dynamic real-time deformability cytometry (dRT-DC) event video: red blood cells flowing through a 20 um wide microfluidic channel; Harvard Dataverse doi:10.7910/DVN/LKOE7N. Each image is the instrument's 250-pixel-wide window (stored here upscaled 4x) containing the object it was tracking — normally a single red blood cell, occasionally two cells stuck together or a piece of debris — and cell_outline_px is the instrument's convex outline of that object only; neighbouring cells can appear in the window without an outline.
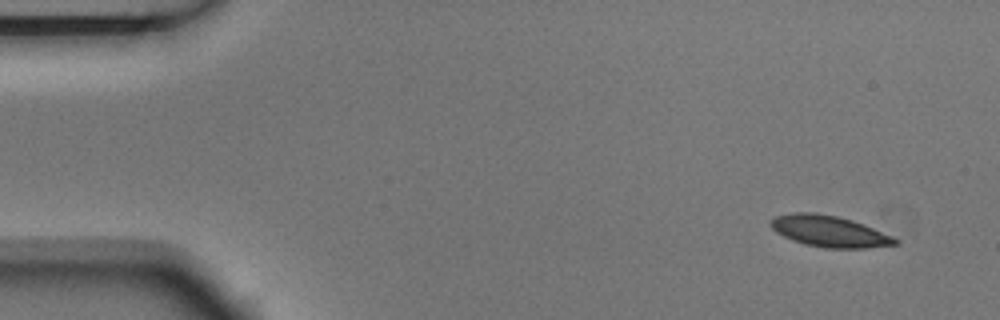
{"species": "Egyptian fruit bat (a non-hibernating species)", "species_latin": "Rousettus aegyptiacus", "temperature_condition": "room temperature", "stored_images_in_passage": 4, "camera_frame_rate_fps": 3000, "um_per_image_px": 0.085, "animal": {"sex": "male"}, "frame": {"image": 1, "passage_image": 1, "time_ms": 0.0, "image_size_px": [1000, 320], "cell_outline_px": [[900, 244], [868, 248], [824, 248], [804, 244], [792, 240], [776, 232], [768, 224], [776, 216], [792, 212], [816, 212], [836, 216], [852, 220], [864, 224], [892, 236], [900, 240]], "centroid_in_image_um": [70.51, 19.66], "position_along_channel_um": 14.5, "area_um2": 22.83}}